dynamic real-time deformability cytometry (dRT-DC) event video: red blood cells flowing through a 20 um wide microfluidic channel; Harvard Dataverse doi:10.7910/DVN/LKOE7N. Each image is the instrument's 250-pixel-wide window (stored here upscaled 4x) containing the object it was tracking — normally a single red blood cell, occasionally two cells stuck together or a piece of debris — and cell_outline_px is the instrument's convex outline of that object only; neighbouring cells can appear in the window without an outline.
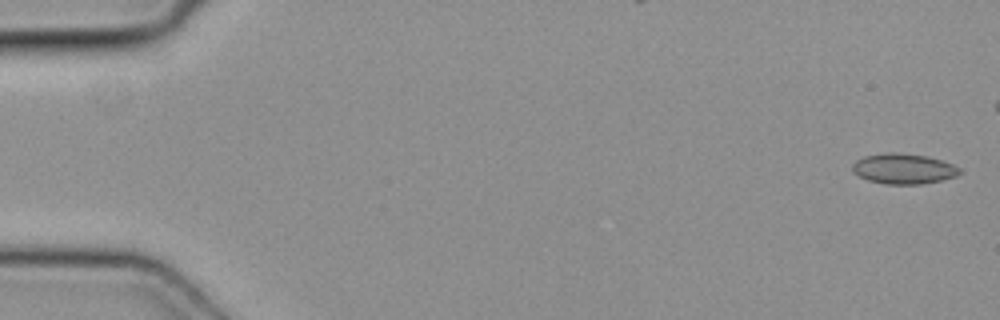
{"species": "common noctule bat (a hibernating species)", "species_latin": "Nyctalus noctula", "temperature_condition": "cold", "stored_images_in_passage": 14, "camera_frame_rate_fps": 3000, "um_per_image_px": 0.085, "animal": {"sex": "female", "body_mass_g": 19.3, "forearm_length_mm": 54.1}, "frame": {"image": 1, "passage_image": 1, "time_ms": 0.0, "image_size_px": [1000, 320], "cell_outline_px": [[964, 172], [956, 176], [940, 180], [920, 184], [884, 184], [868, 180], [852, 172], [852, 164], [856, 160], [864, 156], [888, 152], [896, 152], [928, 156], [952, 164], [960, 168]], "centroid_in_image_um": [76.8, 14.34], "position_along_channel_um": 8.2, "area_um2": 19.02}}